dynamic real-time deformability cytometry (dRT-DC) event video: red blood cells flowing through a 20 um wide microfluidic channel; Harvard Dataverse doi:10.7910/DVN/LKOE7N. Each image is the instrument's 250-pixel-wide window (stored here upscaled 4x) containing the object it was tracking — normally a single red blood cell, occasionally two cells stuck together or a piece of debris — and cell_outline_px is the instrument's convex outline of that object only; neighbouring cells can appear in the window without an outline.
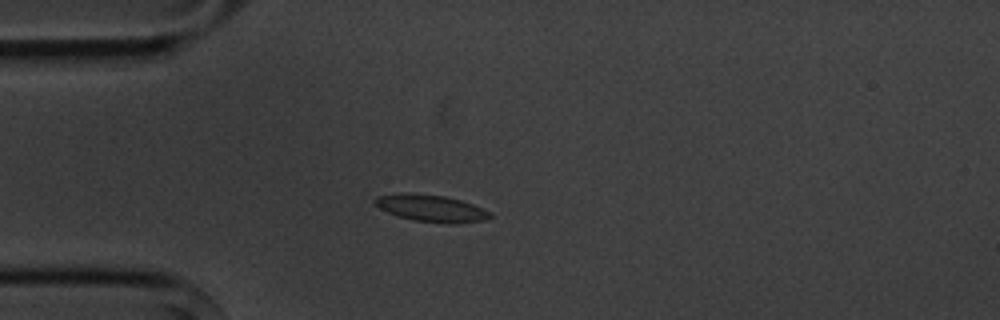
{"species": "common noctule bat (a hibernating species)", "species_latin": "Nyctalus noctula", "temperature_condition": "cold", "stored_images_in_passage": 6, "camera_frame_rate_fps": 3000, "um_per_image_px": 0.085, "animal": {"sex": "male", "body_mass_g": 20.1, "forearm_length_mm": 53.5}, "frame": {"image": 1, "passage_image": 3, "time_ms": 2.333, "image_size_px": [1000, 320], "cell_outline_px": [[492, 216], [484, 220], [452, 224], [448, 224], [412, 220], [388, 212], [380, 208], [372, 200], [376, 196], [404, 192], [412, 192], [444, 196], [460, 200], [472, 204], [488, 212]], "centroid_in_image_um": [36.6, 17.69], "position_along_channel_um": 48.4, "area_um2": 17.98}}
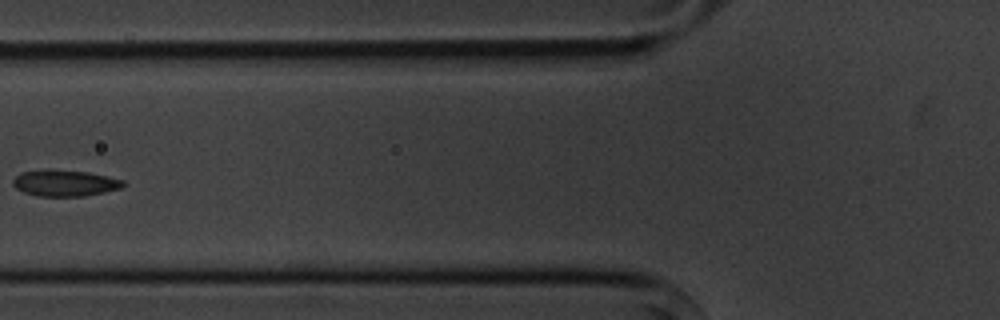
{"frame": {"image": 2, "passage_image": 5, "time_ms": 4.667, "image_size_px": [1000, 320], "cell_outline_px": [[128, 184], [120, 188], [104, 192], [84, 196], [36, 196], [24, 192], [16, 188], [12, 184], [12, 180], [20, 172], [88, 172], [124, 180]], "centroid_in_image_um": [5.56, 15.61], "position_along_channel_um": 120.2, "area_um2": 16.18}}
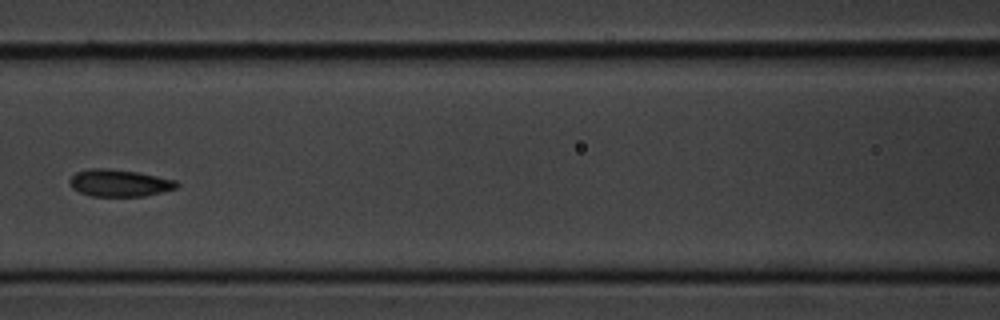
{"frame": {"image": 3, "passage_image": 6, "time_ms": 5.667, "image_size_px": [1000, 320], "cell_outline_px": [[180, 184], [176, 188], [164, 192], [144, 196], [92, 196], [80, 192], [72, 188], [68, 184], [68, 180], [76, 172], [88, 168], [108, 168], [136, 172], [176, 180]], "centroid_in_image_um": [10.13, 15.55], "position_along_channel_um": 156.5, "area_um2": 16.99}}